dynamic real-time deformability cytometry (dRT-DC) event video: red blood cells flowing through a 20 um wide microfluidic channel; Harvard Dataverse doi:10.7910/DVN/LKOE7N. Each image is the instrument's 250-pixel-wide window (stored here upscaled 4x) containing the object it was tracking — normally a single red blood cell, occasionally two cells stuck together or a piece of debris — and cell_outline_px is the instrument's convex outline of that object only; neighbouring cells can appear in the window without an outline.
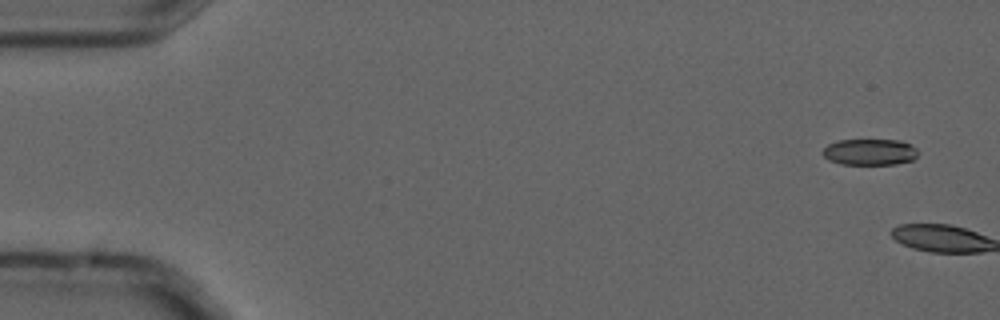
{"species": "common noctule bat (a hibernating species)", "species_latin": "Nyctalus noctula", "temperature_condition": "cold", "stored_images_in_passage": 7, "camera_frame_rate_fps": 3000, "um_per_image_px": 0.085, "animal": {"sex": "male", "forearm_length_mm": 52.5}, "frame": {"image": 1, "passage_image": 1, "time_ms": 0.0, "image_size_px": [1000, 320], "cell_outline_px": [[916, 156], [912, 160], [896, 164], [840, 164], [828, 160], [820, 152], [828, 144], [840, 140], [900, 140], [912, 144], [916, 148]], "centroid_in_image_um": [73.91, 12.92], "position_along_channel_um": 11.1, "area_um2": 14.62}}
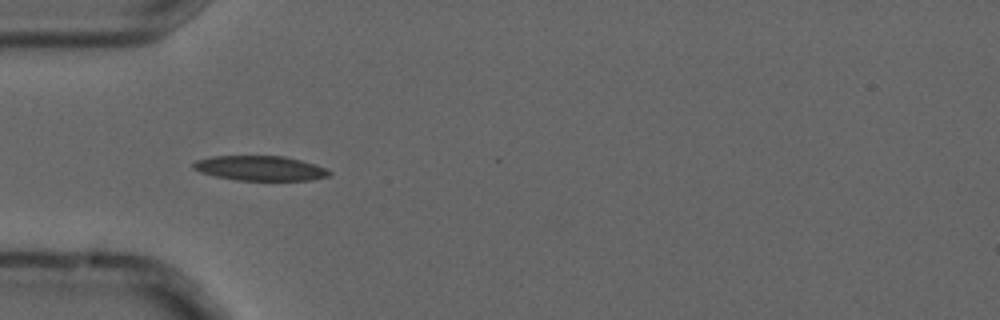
{"frame": {"image": 2, "passage_image": 6, "time_ms": 1.667, "image_size_px": [1000, 320], "cell_outline_px": [[332, 172], [328, 176], [312, 180], [236, 180], [216, 176], [200, 172], [192, 168], [192, 164], [196, 160], [212, 156], [284, 156], [300, 160], [324, 168]], "centroid_in_image_um": [22.07, 14.3], "position_along_channel_um": 62.9, "area_um2": 19.48}}
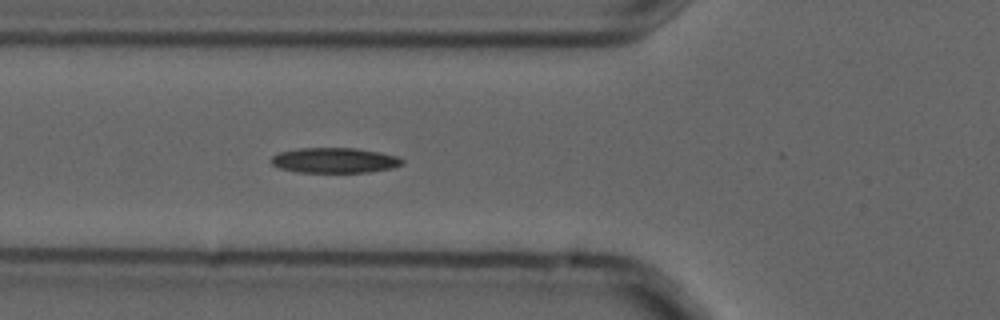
{"frame": {"image": 3, "passage_image": 7, "time_ms": 2.0, "image_size_px": [1000, 320], "cell_outline_px": [[404, 164], [392, 168], [368, 172], [296, 172], [280, 168], [272, 164], [272, 156], [280, 152], [296, 148], [356, 148], [380, 152], [400, 156], [404, 160]], "centroid_in_image_um": [28.48, 13.62], "position_along_channel_um": 97.3, "area_um2": 19.36}}